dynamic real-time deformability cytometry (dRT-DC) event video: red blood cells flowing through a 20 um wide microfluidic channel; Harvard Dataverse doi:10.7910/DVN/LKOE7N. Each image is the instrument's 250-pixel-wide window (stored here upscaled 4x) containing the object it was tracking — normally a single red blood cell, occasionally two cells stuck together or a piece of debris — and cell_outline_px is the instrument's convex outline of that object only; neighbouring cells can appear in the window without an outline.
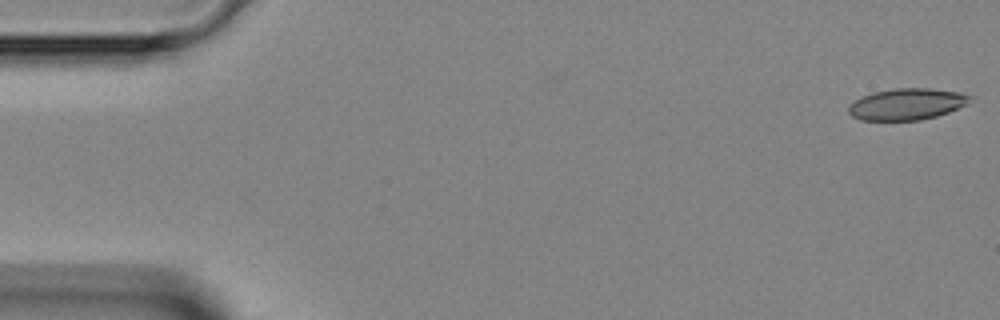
{"species": "Egyptian fruit bat (a non-hibernating species)", "species_latin": "Rousettus aegyptiacus", "temperature_condition": "room temperature", "stored_images_in_passage": 2, "camera_frame_rate_fps": 3000, "um_per_image_px": 0.085, "animal": {"sex": "female"}, "frame": {"image": 1, "passage_image": 2, "time_ms": 0.333, "image_size_px": [1000, 320], "cell_outline_px": [[972, 96], [964, 104], [948, 112], [936, 116], [920, 120], [860, 120], [852, 116], [848, 112], [848, 104], [860, 96], [872, 92], [896, 88], [928, 88], [956, 92]], "centroid_in_image_um": [76.97, 8.85], "position_along_channel_um": 8.0, "area_um2": 22.08}}